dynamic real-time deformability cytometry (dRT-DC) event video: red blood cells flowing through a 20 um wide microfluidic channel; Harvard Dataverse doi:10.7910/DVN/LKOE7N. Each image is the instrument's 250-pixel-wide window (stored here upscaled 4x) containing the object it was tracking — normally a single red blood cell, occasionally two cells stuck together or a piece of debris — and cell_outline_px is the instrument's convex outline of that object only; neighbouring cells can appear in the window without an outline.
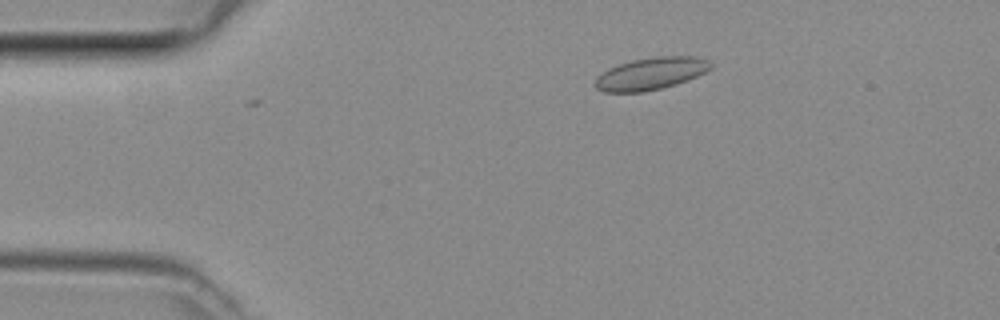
{"species": "common noctule bat (a hibernating species)", "species_latin": "Nyctalus noctula", "temperature_condition": "room temperature", "stored_images_in_passage": 2, "camera_frame_rate_fps": 3000, "um_per_image_px": 0.085, "animal": {"sex": "female", "body_mass_g": 29.2, "forearm_length_mm": 56.3}, "frame": {"image": 1, "passage_image": 1, "time_ms": 0.0, "image_size_px": [1000, 320], "cell_outline_px": [[712, 68], [688, 80], [676, 84], [644, 92], [604, 92], [596, 88], [592, 84], [596, 76], [608, 68], [632, 60], [656, 56], [696, 56], [708, 60], [712, 64]], "centroid_in_image_um": [55.29, 6.25], "position_along_channel_um": 29.7, "area_um2": 21.85}}